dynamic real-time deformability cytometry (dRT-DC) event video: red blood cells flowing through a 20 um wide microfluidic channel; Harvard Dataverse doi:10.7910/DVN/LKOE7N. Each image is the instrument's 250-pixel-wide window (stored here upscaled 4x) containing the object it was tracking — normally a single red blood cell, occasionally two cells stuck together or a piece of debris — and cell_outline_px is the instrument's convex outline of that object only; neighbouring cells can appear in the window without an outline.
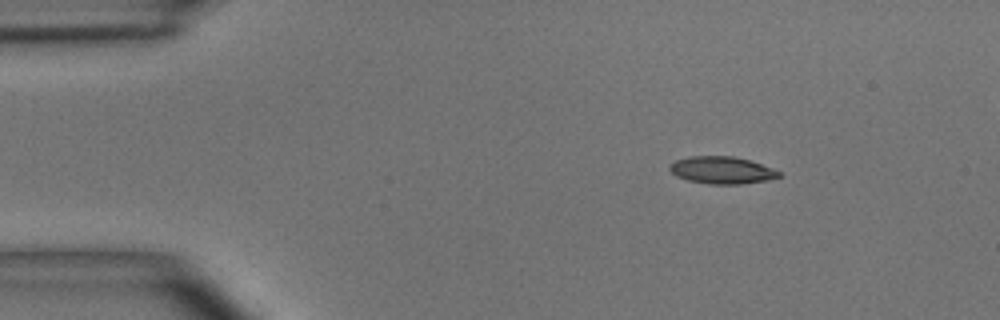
{"species": "common noctule bat (a hibernating species)", "species_latin": "Nyctalus noctula", "temperature_condition": "room temperature", "stored_images_in_passage": 3, "camera_frame_rate_fps": 3000, "um_per_image_px": 0.085, "animal": {"sex": "male", "body_mass_g": 15.6}, "frame": {"image": 1, "passage_image": 1, "time_ms": 0.0, "image_size_px": [1000, 320], "cell_outline_px": [[780, 176], [768, 180], [740, 184], [708, 184], [688, 180], [676, 176], [668, 168], [676, 160], [688, 156], [732, 156], [748, 160], [772, 168], [780, 172]], "centroid_in_image_um": [61.34, 14.47], "position_along_channel_um": 23.7, "area_um2": 17.17}}